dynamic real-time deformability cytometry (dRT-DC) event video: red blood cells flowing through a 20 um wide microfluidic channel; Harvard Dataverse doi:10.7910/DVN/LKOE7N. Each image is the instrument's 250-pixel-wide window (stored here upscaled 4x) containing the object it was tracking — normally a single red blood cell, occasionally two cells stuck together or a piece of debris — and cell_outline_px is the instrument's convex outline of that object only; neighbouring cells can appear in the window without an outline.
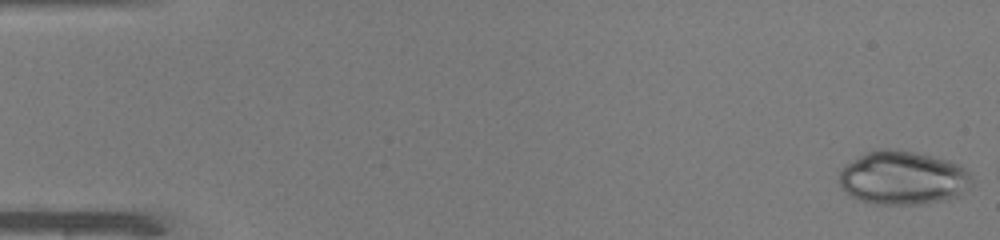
{"species": "common noctule bat (a hibernating species)", "species_latin": "Nyctalus noctula", "temperature_condition": "warm", "stored_images_in_passage": 12, "camera_frame_rate_fps": 3000, "um_per_image_px": 0.085, "animal": {"sex": "male", "body_mass_g": 19.0, "forearm_length_mm": 50.8}, "frame": {"image": 1, "passage_image": 1, "time_ms": 0.0, "image_size_px": [1000, 240], "cell_outline_px": [[972, 184], [960, 196], [944, 200], [924, 204], [876, 204], [860, 200], [852, 196], [836, 180], [840, 172], [848, 164], [860, 156], [876, 148], [892, 148], [916, 152], [952, 160], [960, 164], [972, 176]], "centroid_in_image_um": [76.8, 15.11], "position_along_channel_um": 8.2, "area_um2": 41.79}}